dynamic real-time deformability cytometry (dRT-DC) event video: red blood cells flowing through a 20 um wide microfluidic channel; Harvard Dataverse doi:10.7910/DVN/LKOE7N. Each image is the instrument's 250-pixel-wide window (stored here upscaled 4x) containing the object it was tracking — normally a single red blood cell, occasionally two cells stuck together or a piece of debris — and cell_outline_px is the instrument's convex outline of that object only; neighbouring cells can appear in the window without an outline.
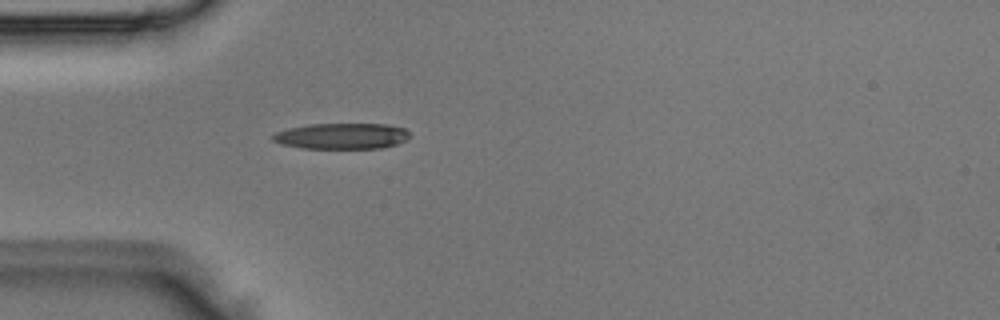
{"species": "Egyptian fruit bat (a non-hibernating species)", "species_latin": "Rousettus aegyptiacus", "temperature_condition": "room temperature", "stored_images_in_passage": 5, "camera_frame_rate_fps": 3000, "um_per_image_px": 0.085, "animal": {"sex": "male"}, "frame": {"image": 1, "passage_image": 5, "time_ms": 1.333, "image_size_px": [1000, 320], "cell_outline_px": [[412, 136], [396, 144], [380, 148], [304, 148], [284, 144], [272, 140], [272, 136], [276, 132], [288, 128], [308, 124], [388, 124], [404, 128]], "centroid_in_image_um": [29.07, 11.55], "position_along_channel_um": 55.9, "area_um2": 20.52}}